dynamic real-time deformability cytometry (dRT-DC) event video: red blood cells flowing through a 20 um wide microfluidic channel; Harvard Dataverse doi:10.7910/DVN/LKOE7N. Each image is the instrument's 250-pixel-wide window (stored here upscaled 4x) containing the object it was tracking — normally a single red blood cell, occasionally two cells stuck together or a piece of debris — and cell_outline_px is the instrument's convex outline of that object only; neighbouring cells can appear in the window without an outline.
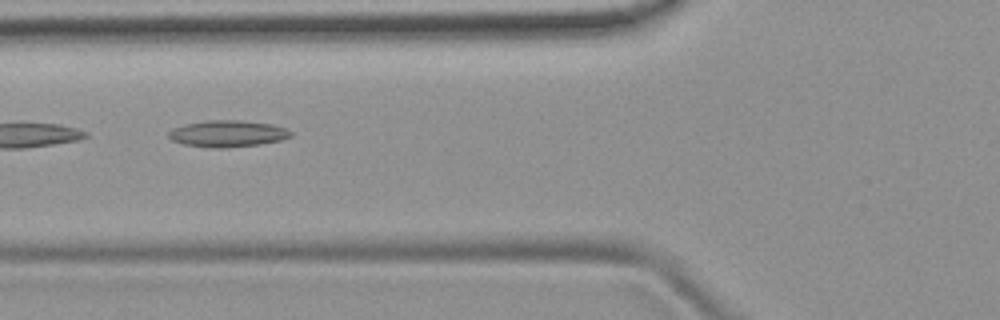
{"species": "common noctule bat (a hibernating species)", "species_latin": "Nyctalus noctula", "temperature_condition": "room temperature", "stored_images_in_passage": 7, "camera_frame_rate_fps": 3000, "um_per_image_px": 0.085, "animal": {"sex": "female", "body_mass_g": 19.9}, "frame": {"image": 1, "passage_image": 5, "time_ms": 6.0, "image_size_px": [1000, 320], "cell_outline_px": [[292, 136], [280, 140], [260, 144], [224, 148], [212, 148], [184, 144], [172, 140], [168, 136], [168, 132], [172, 128], [184, 124], [208, 120], [240, 120], [272, 124], [288, 128], [292, 132]], "centroid_in_image_um": [19.36, 11.35], "position_along_channel_um": 106.4, "area_um2": 19.02}}
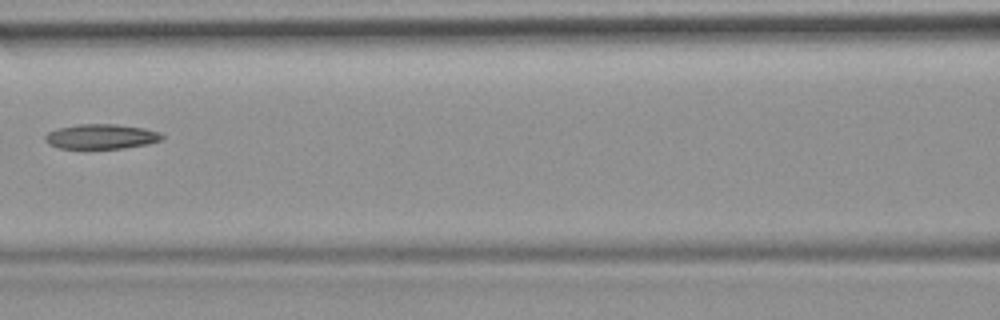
{"frame": {"image": 2, "passage_image": 6, "time_ms": 7.333, "image_size_px": [1000, 320], "cell_outline_px": [[164, 136], [160, 140], [148, 144], [124, 148], [60, 148], [48, 144], [44, 140], [44, 136], [48, 132], [56, 128], [76, 124], [116, 124], [144, 128], [160, 132]], "centroid_in_image_um": [8.58, 11.59], "position_along_channel_um": 158.0, "area_um2": 16.99}}
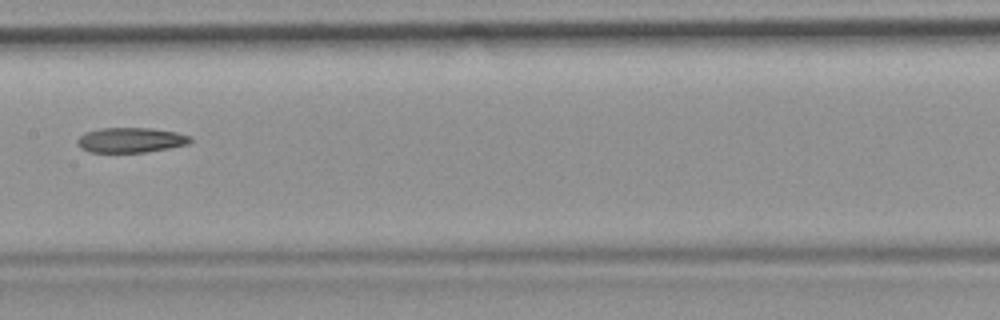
{"frame": {"image": 3, "passage_image": 7, "time_ms": 8.333, "image_size_px": [1000, 320], "cell_outline_px": [[192, 140], [188, 144], [168, 148], [144, 152], [88, 152], [80, 148], [76, 144], [76, 140], [84, 132], [100, 128], [152, 128], [176, 132], [192, 136]], "centroid_in_image_um": [11.08, 11.9], "position_along_channel_um": 196.3, "area_um2": 16.59}}